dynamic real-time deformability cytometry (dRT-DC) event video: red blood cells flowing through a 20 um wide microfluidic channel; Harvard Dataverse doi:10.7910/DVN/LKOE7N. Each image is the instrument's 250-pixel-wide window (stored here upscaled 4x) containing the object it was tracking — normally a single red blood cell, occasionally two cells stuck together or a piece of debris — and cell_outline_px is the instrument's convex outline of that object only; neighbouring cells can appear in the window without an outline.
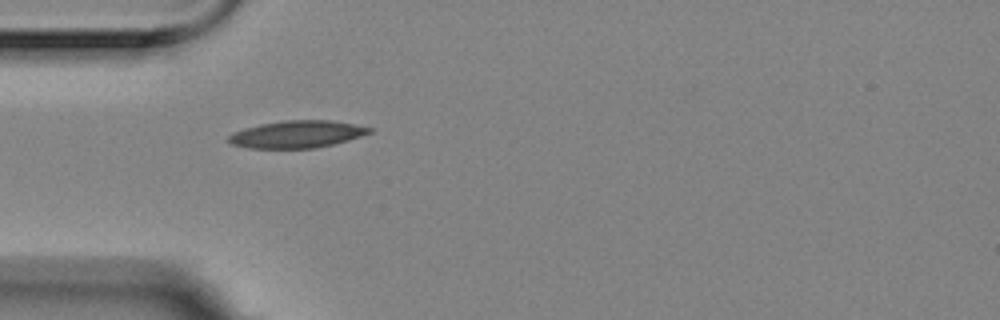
{"species": "Egyptian fruit bat (a non-hibernating species)", "species_latin": "Rousettus aegyptiacus", "temperature_condition": "room temperature", "stored_images_in_passage": 2, "camera_frame_rate_fps": 3000, "um_per_image_px": 0.085, "animal": {"sex": "female"}, "frame": {"image": 1, "passage_image": 1, "time_ms": 0.0, "image_size_px": [1000, 320], "cell_outline_px": [[372, 132], [348, 140], [316, 148], [248, 148], [232, 144], [228, 140], [228, 136], [232, 132], [244, 128], [260, 124], [284, 120], [332, 120], [372, 128]], "centroid_in_image_um": [25.21, 11.41], "position_along_channel_um": 59.8, "area_um2": 22.25}}
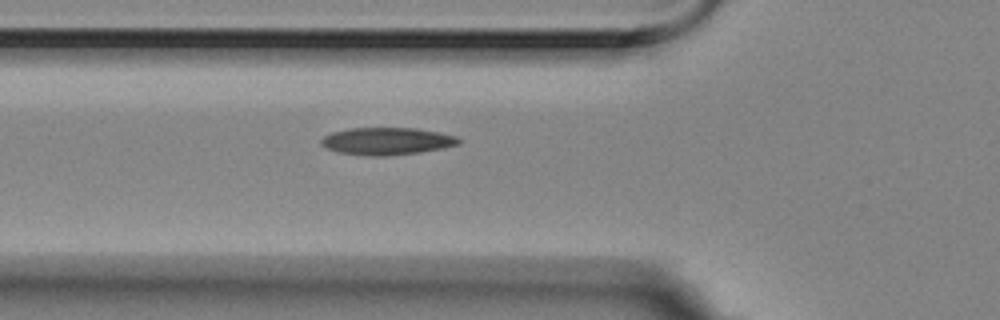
{"frame": {"image": 2, "passage_image": 2, "time_ms": 0.333, "image_size_px": [1000, 320], "cell_outline_px": [[460, 144], [444, 148], [420, 152], [384, 156], [368, 156], [340, 152], [328, 148], [320, 144], [320, 140], [324, 136], [332, 132], [352, 128], [416, 128], [456, 136], [460, 140]], "centroid_in_image_um": [32.89, 12.0], "position_along_channel_um": 92.9, "area_um2": 21.73}}